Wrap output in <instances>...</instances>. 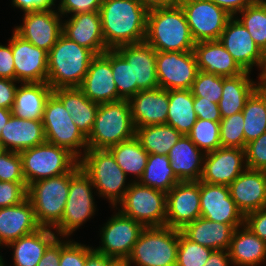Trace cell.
Masks as SVG:
<instances>
[{"label": "cell", "mask_w": 266, "mask_h": 266, "mask_svg": "<svg viewBox=\"0 0 266 266\" xmlns=\"http://www.w3.org/2000/svg\"><path fill=\"white\" fill-rule=\"evenodd\" d=\"M243 113L233 114L220 121V141L222 147L245 149Z\"/></svg>", "instance_id": "cell-45"}, {"label": "cell", "mask_w": 266, "mask_h": 266, "mask_svg": "<svg viewBox=\"0 0 266 266\" xmlns=\"http://www.w3.org/2000/svg\"><path fill=\"white\" fill-rule=\"evenodd\" d=\"M213 251L189 240L180 230L176 266H204Z\"/></svg>", "instance_id": "cell-43"}, {"label": "cell", "mask_w": 266, "mask_h": 266, "mask_svg": "<svg viewBox=\"0 0 266 266\" xmlns=\"http://www.w3.org/2000/svg\"><path fill=\"white\" fill-rule=\"evenodd\" d=\"M70 188V172L42 179L27 186L40 227L54 229L61 221Z\"/></svg>", "instance_id": "cell-7"}, {"label": "cell", "mask_w": 266, "mask_h": 266, "mask_svg": "<svg viewBox=\"0 0 266 266\" xmlns=\"http://www.w3.org/2000/svg\"><path fill=\"white\" fill-rule=\"evenodd\" d=\"M245 157L247 168L266 171V132L247 143Z\"/></svg>", "instance_id": "cell-49"}, {"label": "cell", "mask_w": 266, "mask_h": 266, "mask_svg": "<svg viewBox=\"0 0 266 266\" xmlns=\"http://www.w3.org/2000/svg\"><path fill=\"white\" fill-rule=\"evenodd\" d=\"M147 13L138 0H103L99 14L107 49L145 42Z\"/></svg>", "instance_id": "cell-1"}, {"label": "cell", "mask_w": 266, "mask_h": 266, "mask_svg": "<svg viewBox=\"0 0 266 266\" xmlns=\"http://www.w3.org/2000/svg\"><path fill=\"white\" fill-rule=\"evenodd\" d=\"M192 37L197 42L219 40L232 17L211 0H179Z\"/></svg>", "instance_id": "cell-13"}, {"label": "cell", "mask_w": 266, "mask_h": 266, "mask_svg": "<svg viewBox=\"0 0 266 266\" xmlns=\"http://www.w3.org/2000/svg\"><path fill=\"white\" fill-rule=\"evenodd\" d=\"M145 42L156 51H194L196 43L179 3L148 9Z\"/></svg>", "instance_id": "cell-2"}, {"label": "cell", "mask_w": 266, "mask_h": 266, "mask_svg": "<svg viewBox=\"0 0 266 266\" xmlns=\"http://www.w3.org/2000/svg\"><path fill=\"white\" fill-rule=\"evenodd\" d=\"M90 177L78 164L70 172V188L60 223L53 229L57 236L69 237L87 220L95 215V202Z\"/></svg>", "instance_id": "cell-9"}, {"label": "cell", "mask_w": 266, "mask_h": 266, "mask_svg": "<svg viewBox=\"0 0 266 266\" xmlns=\"http://www.w3.org/2000/svg\"><path fill=\"white\" fill-rule=\"evenodd\" d=\"M14 31L24 40L49 52L62 34V15L55 9L24 13ZM61 18V19H60Z\"/></svg>", "instance_id": "cell-17"}, {"label": "cell", "mask_w": 266, "mask_h": 266, "mask_svg": "<svg viewBox=\"0 0 266 266\" xmlns=\"http://www.w3.org/2000/svg\"><path fill=\"white\" fill-rule=\"evenodd\" d=\"M147 9L177 4L179 0H138Z\"/></svg>", "instance_id": "cell-61"}, {"label": "cell", "mask_w": 266, "mask_h": 266, "mask_svg": "<svg viewBox=\"0 0 266 266\" xmlns=\"http://www.w3.org/2000/svg\"><path fill=\"white\" fill-rule=\"evenodd\" d=\"M0 266H6L1 254H0Z\"/></svg>", "instance_id": "cell-65"}, {"label": "cell", "mask_w": 266, "mask_h": 266, "mask_svg": "<svg viewBox=\"0 0 266 266\" xmlns=\"http://www.w3.org/2000/svg\"><path fill=\"white\" fill-rule=\"evenodd\" d=\"M79 164L100 197L107 198L114 208L118 206L130 183L125 184L127 175L117 164L112 152L109 149H87L79 159Z\"/></svg>", "instance_id": "cell-4"}, {"label": "cell", "mask_w": 266, "mask_h": 266, "mask_svg": "<svg viewBox=\"0 0 266 266\" xmlns=\"http://www.w3.org/2000/svg\"><path fill=\"white\" fill-rule=\"evenodd\" d=\"M128 101L135 129L150 125L166 124L169 90L156 88L139 91Z\"/></svg>", "instance_id": "cell-25"}, {"label": "cell", "mask_w": 266, "mask_h": 266, "mask_svg": "<svg viewBox=\"0 0 266 266\" xmlns=\"http://www.w3.org/2000/svg\"><path fill=\"white\" fill-rule=\"evenodd\" d=\"M250 35L234 16L227 21L219 41L244 71L251 73L253 66L259 68L261 72L258 78L262 80L263 52Z\"/></svg>", "instance_id": "cell-16"}, {"label": "cell", "mask_w": 266, "mask_h": 266, "mask_svg": "<svg viewBox=\"0 0 266 266\" xmlns=\"http://www.w3.org/2000/svg\"><path fill=\"white\" fill-rule=\"evenodd\" d=\"M27 186L33 182L71 172L79 159L69 150L44 142L19 153Z\"/></svg>", "instance_id": "cell-8"}, {"label": "cell", "mask_w": 266, "mask_h": 266, "mask_svg": "<svg viewBox=\"0 0 266 266\" xmlns=\"http://www.w3.org/2000/svg\"><path fill=\"white\" fill-rule=\"evenodd\" d=\"M187 136L204 154L222 147L220 141V122L197 118Z\"/></svg>", "instance_id": "cell-42"}, {"label": "cell", "mask_w": 266, "mask_h": 266, "mask_svg": "<svg viewBox=\"0 0 266 266\" xmlns=\"http://www.w3.org/2000/svg\"><path fill=\"white\" fill-rule=\"evenodd\" d=\"M235 228L199 217L186 224L181 232L191 241L213 250H228Z\"/></svg>", "instance_id": "cell-30"}, {"label": "cell", "mask_w": 266, "mask_h": 266, "mask_svg": "<svg viewBox=\"0 0 266 266\" xmlns=\"http://www.w3.org/2000/svg\"><path fill=\"white\" fill-rule=\"evenodd\" d=\"M116 50L131 64L132 97L139 91L159 88L155 49L141 42L119 46Z\"/></svg>", "instance_id": "cell-21"}, {"label": "cell", "mask_w": 266, "mask_h": 266, "mask_svg": "<svg viewBox=\"0 0 266 266\" xmlns=\"http://www.w3.org/2000/svg\"><path fill=\"white\" fill-rule=\"evenodd\" d=\"M199 217L200 180L180 181L167 193L165 226L181 230Z\"/></svg>", "instance_id": "cell-15"}, {"label": "cell", "mask_w": 266, "mask_h": 266, "mask_svg": "<svg viewBox=\"0 0 266 266\" xmlns=\"http://www.w3.org/2000/svg\"><path fill=\"white\" fill-rule=\"evenodd\" d=\"M95 56L91 50L61 34L48 52L47 83L53 90L80 87Z\"/></svg>", "instance_id": "cell-3"}, {"label": "cell", "mask_w": 266, "mask_h": 266, "mask_svg": "<svg viewBox=\"0 0 266 266\" xmlns=\"http://www.w3.org/2000/svg\"><path fill=\"white\" fill-rule=\"evenodd\" d=\"M11 47L16 81L47 82L48 52L24 40L14 30L11 36Z\"/></svg>", "instance_id": "cell-20"}, {"label": "cell", "mask_w": 266, "mask_h": 266, "mask_svg": "<svg viewBox=\"0 0 266 266\" xmlns=\"http://www.w3.org/2000/svg\"><path fill=\"white\" fill-rule=\"evenodd\" d=\"M79 88L92 102L102 104L118 101V91L111 66V49L92 59Z\"/></svg>", "instance_id": "cell-22"}, {"label": "cell", "mask_w": 266, "mask_h": 266, "mask_svg": "<svg viewBox=\"0 0 266 266\" xmlns=\"http://www.w3.org/2000/svg\"><path fill=\"white\" fill-rule=\"evenodd\" d=\"M194 53L198 70L207 74L234 77L245 72L219 40L197 42Z\"/></svg>", "instance_id": "cell-28"}, {"label": "cell", "mask_w": 266, "mask_h": 266, "mask_svg": "<svg viewBox=\"0 0 266 266\" xmlns=\"http://www.w3.org/2000/svg\"><path fill=\"white\" fill-rule=\"evenodd\" d=\"M193 109L199 119L220 122L222 117L218 103L202 100V97H194Z\"/></svg>", "instance_id": "cell-52"}, {"label": "cell", "mask_w": 266, "mask_h": 266, "mask_svg": "<svg viewBox=\"0 0 266 266\" xmlns=\"http://www.w3.org/2000/svg\"><path fill=\"white\" fill-rule=\"evenodd\" d=\"M62 34L95 55L108 50L102 34L99 11L71 15L69 19L62 21Z\"/></svg>", "instance_id": "cell-24"}, {"label": "cell", "mask_w": 266, "mask_h": 266, "mask_svg": "<svg viewBox=\"0 0 266 266\" xmlns=\"http://www.w3.org/2000/svg\"><path fill=\"white\" fill-rule=\"evenodd\" d=\"M217 6L224 9L232 17L237 16L240 11L252 5L257 0H211Z\"/></svg>", "instance_id": "cell-58"}, {"label": "cell", "mask_w": 266, "mask_h": 266, "mask_svg": "<svg viewBox=\"0 0 266 266\" xmlns=\"http://www.w3.org/2000/svg\"><path fill=\"white\" fill-rule=\"evenodd\" d=\"M180 230L167 226L145 227L126 260L131 266H176Z\"/></svg>", "instance_id": "cell-6"}, {"label": "cell", "mask_w": 266, "mask_h": 266, "mask_svg": "<svg viewBox=\"0 0 266 266\" xmlns=\"http://www.w3.org/2000/svg\"><path fill=\"white\" fill-rule=\"evenodd\" d=\"M0 181L26 182L19 153L0 149Z\"/></svg>", "instance_id": "cell-47"}, {"label": "cell", "mask_w": 266, "mask_h": 266, "mask_svg": "<svg viewBox=\"0 0 266 266\" xmlns=\"http://www.w3.org/2000/svg\"><path fill=\"white\" fill-rule=\"evenodd\" d=\"M111 66L113 79L118 91V101L131 99V64H129L127 60L116 49H111Z\"/></svg>", "instance_id": "cell-44"}, {"label": "cell", "mask_w": 266, "mask_h": 266, "mask_svg": "<svg viewBox=\"0 0 266 266\" xmlns=\"http://www.w3.org/2000/svg\"><path fill=\"white\" fill-rule=\"evenodd\" d=\"M62 241L59 266H85L87 246L67 239Z\"/></svg>", "instance_id": "cell-48"}, {"label": "cell", "mask_w": 266, "mask_h": 266, "mask_svg": "<svg viewBox=\"0 0 266 266\" xmlns=\"http://www.w3.org/2000/svg\"><path fill=\"white\" fill-rule=\"evenodd\" d=\"M266 79V50L263 53L262 80Z\"/></svg>", "instance_id": "cell-63"}, {"label": "cell", "mask_w": 266, "mask_h": 266, "mask_svg": "<svg viewBox=\"0 0 266 266\" xmlns=\"http://www.w3.org/2000/svg\"><path fill=\"white\" fill-rule=\"evenodd\" d=\"M53 89L47 82L21 83L17 87L12 107L15 117L28 120H42L46 102Z\"/></svg>", "instance_id": "cell-32"}, {"label": "cell", "mask_w": 266, "mask_h": 266, "mask_svg": "<svg viewBox=\"0 0 266 266\" xmlns=\"http://www.w3.org/2000/svg\"><path fill=\"white\" fill-rule=\"evenodd\" d=\"M9 44H0V78L15 80L14 58L11 47V38Z\"/></svg>", "instance_id": "cell-54"}, {"label": "cell", "mask_w": 266, "mask_h": 266, "mask_svg": "<svg viewBox=\"0 0 266 266\" xmlns=\"http://www.w3.org/2000/svg\"><path fill=\"white\" fill-rule=\"evenodd\" d=\"M233 265L228 250H214L204 266H230Z\"/></svg>", "instance_id": "cell-60"}, {"label": "cell", "mask_w": 266, "mask_h": 266, "mask_svg": "<svg viewBox=\"0 0 266 266\" xmlns=\"http://www.w3.org/2000/svg\"><path fill=\"white\" fill-rule=\"evenodd\" d=\"M114 155L117 164L126 175L133 174L139 181L145 170L148 153L143 149L138 139L133 138L122 141L109 148Z\"/></svg>", "instance_id": "cell-40"}, {"label": "cell", "mask_w": 266, "mask_h": 266, "mask_svg": "<svg viewBox=\"0 0 266 266\" xmlns=\"http://www.w3.org/2000/svg\"><path fill=\"white\" fill-rule=\"evenodd\" d=\"M229 189L231 198L244 216L266 207V171L246 168Z\"/></svg>", "instance_id": "cell-23"}, {"label": "cell", "mask_w": 266, "mask_h": 266, "mask_svg": "<svg viewBox=\"0 0 266 266\" xmlns=\"http://www.w3.org/2000/svg\"><path fill=\"white\" fill-rule=\"evenodd\" d=\"M114 262V259L95 251L94 248L90 246H87L85 266H111Z\"/></svg>", "instance_id": "cell-59"}, {"label": "cell", "mask_w": 266, "mask_h": 266, "mask_svg": "<svg viewBox=\"0 0 266 266\" xmlns=\"http://www.w3.org/2000/svg\"><path fill=\"white\" fill-rule=\"evenodd\" d=\"M138 182L167 194L180 180L170 166L168 155L149 154Z\"/></svg>", "instance_id": "cell-39"}, {"label": "cell", "mask_w": 266, "mask_h": 266, "mask_svg": "<svg viewBox=\"0 0 266 266\" xmlns=\"http://www.w3.org/2000/svg\"><path fill=\"white\" fill-rule=\"evenodd\" d=\"M42 124L46 142L69 150L78 159L88 149L87 138L81 133L62 102L53 93L46 102Z\"/></svg>", "instance_id": "cell-10"}, {"label": "cell", "mask_w": 266, "mask_h": 266, "mask_svg": "<svg viewBox=\"0 0 266 266\" xmlns=\"http://www.w3.org/2000/svg\"><path fill=\"white\" fill-rule=\"evenodd\" d=\"M261 85L266 89V79L261 80Z\"/></svg>", "instance_id": "cell-66"}, {"label": "cell", "mask_w": 266, "mask_h": 266, "mask_svg": "<svg viewBox=\"0 0 266 266\" xmlns=\"http://www.w3.org/2000/svg\"><path fill=\"white\" fill-rule=\"evenodd\" d=\"M12 115V110L0 108V133Z\"/></svg>", "instance_id": "cell-62"}, {"label": "cell", "mask_w": 266, "mask_h": 266, "mask_svg": "<svg viewBox=\"0 0 266 266\" xmlns=\"http://www.w3.org/2000/svg\"><path fill=\"white\" fill-rule=\"evenodd\" d=\"M244 225L261 240L266 241V207L246 214Z\"/></svg>", "instance_id": "cell-53"}, {"label": "cell", "mask_w": 266, "mask_h": 266, "mask_svg": "<svg viewBox=\"0 0 266 266\" xmlns=\"http://www.w3.org/2000/svg\"><path fill=\"white\" fill-rule=\"evenodd\" d=\"M59 238L57 237L48 246L37 266H59L61 255V237L59 236Z\"/></svg>", "instance_id": "cell-57"}, {"label": "cell", "mask_w": 266, "mask_h": 266, "mask_svg": "<svg viewBox=\"0 0 266 266\" xmlns=\"http://www.w3.org/2000/svg\"><path fill=\"white\" fill-rule=\"evenodd\" d=\"M56 0H12L16 8H20L24 13L54 9Z\"/></svg>", "instance_id": "cell-56"}, {"label": "cell", "mask_w": 266, "mask_h": 266, "mask_svg": "<svg viewBox=\"0 0 266 266\" xmlns=\"http://www.w3.org/2000/svg\"><path fill=\"white\" fill-rule=\"evenodd\" d=\"M261 85L250 79V72L245 71L234 77L223 76L222 96L218 103L222 118L242 112L247 99Z\"/></svg>", "instance_id": "cell-34"}, {"label": "cell", "mask_w": 266, "mask_h": 266, "mask_svg": "<svg viewBox=\"0 0 266 266\" xmlns=\"http://www.w3.org/2000/svg\"><path fill=\"white\" fill-rule=\"evenodd\" d=\"M198 71L194 51H156V74L159 88L191 89Z\"/></svg>", "instance_id": "cell-14"}, {"label": "cell", "mask_w": 266, "mask_h": 266, "mask_svg": "<svg viewBox=\"0 0 266 266\" xmlns=\"http://www.w3.org/2000/svg\"><path fill=\"white\" fill-rule=\"evenodd\" d=\"M166 199L165 192L132 181L118 203L121 207L118 210L144 227H163L166 221Z\"/></svg>", "instance_id": "cell-11"}, {"label": "cell", "mask_w": 266, "mask_h": 266, "mask_svg": "<svg viewBox=\"0 0 266 266\" xmlns=\"http://www.w3.org/2000/svg\"><path fill=\"white\" fill-rule=\"evenodd\" d=\"M182 134L168 124L150 125L135 129V137L148 154L168 155Z\"/></svg>", "instance_id": "cell-37"}, {"label": "cell", "mask_w": 266, "mask_h": 266, "mask_svg": "<svg viewBox=\"0 0 266 266\" xmlns=\"http://www.w3.org/2000/svg\"><path fill=\"white\" fill-rule=\"evenodd\" d=\"M111 266H129L126 261H115Z\"/></svg>", "instance_id": "cell-64"}, {"label": "cell", "mask_w": 266, "mask_h": 266, "mask_svg": "<svg viewBox=\"0 0 266 266\" xmlns=\"http://www.w3.org/2000/svg\"><path fill=\"white\" fill-rule=\"evenodd\" d=\"M60 1L61 2H59L57 10L62 16L65 15L68 16V14L75 15L78 13L99 11L103 2V0H60Z\"/></svg>", "instance_id": "cell-51"}, {"label": "cell", "mask_w": 266, "mask_h": 266, "mask_svg": "<svg viewBox=\"0 0 266 266\" xmlns=\"http://www.w3.org/2000/svg\"><path fill=\"white\" fill-rule=\"evenodd\" d=\"M53 94L62 102L81 133L90 135L99 104L89 100L79 87L57 88Z\"/></svg>", "instance_id": "cell-33"}, {"label": "cell", "mask_w": 266, "mask_h": 266, "mask_svg": "<svg viewBox=\"0 0 266 266\" xmlns=\"http://www.w3.org/2000/svg\"><path fill=\"white\" fill-rule=\"evenodd\" d=\"M204 153L187 135H182L170 149V166L180 181H199L203 172Z\"/></svg>", "instance_id": "cell-29"}, {"label": "cell", "mask_w": 266, "mask_h": 266, "mask_svg": "<svg viewBox=\"0 0 266 266\" xmlns=\"http://www.w3.org/2000/svg\"><path fill=\"white\" fill-rule=\"evenodd\" d=\"M242 113L246 148L247 143L266 132V89L262 85L247 99Z\"/></svg>", "instance_id": "cell-38"}, {"label": "cell", "mask_w": 266, "mask_h": 266, "mask_svg": "<svg viewBox=\"0 0 266 266\" xmlns=\"http://www.w3.org/2000/svg\"><path fill=\"white\" fill-rule=\"evenodd\" d=\"M190 89L169 90L167 122L182 135H187L197 120Z\"/></svg>", "instance_id": "cell-36"}, {"label": "cell", "mask_w": 266, "mask_h": 266, "mask_svg": "<svg viewBox=\"0 0 266 266\" xmlns=\"http://www.w3.org/2000/svg\"><path fill=\"white\" fill-rule=\"evenodd\" d=\"M246 168L245 149L220 147L204 155L200 181L229 186Z\"/></svg>", "instance_id": "cell-18"}, {"label": "cell", "mask_w": 266, "mask_h": 266, "mask_svg": "<svg viewBox=\"0 0 266 266\" xmlns=\"http://www.w3.org/2000/svg\"><path fill=\"white\" fill-rule=\"evenodd\" d=\"M39 226L28 198L20 204L0 208V244L7 246L20 237L31 234Z\"/></svg>", "instance_id": "cell-27"}, {"label": "cell", "mask_w": 266, "mask_h": 266, "mask_svg": "<svg viewBox=\"0 0 266 266\" xmlns=\"http://www.w3.org/2000/svg\"><path fill=\"white\" fill-rule=\"evenodd\" d=\"M53 229L40 228L7 245L13 249L14 266H37L48 246L58 237Z\"/></svg>", "instance_id": "cell-35"}, {"label": "cell", "mask_w": 266, "mask_h": 266, "mask_svg": "<svg viewBox=\"0 0 266 266\" xmlns=\"http://www.w3.org/2000/svg\"><path fill=\"white\" fill-rule=\"evenodd\" d=\"M228 253L234 266H257L266 263V241L243 224L235 229Z\"/></svg>", "instance_id": "cell-31"}, {"label": "cell", "mask_w": 266, "mask_h": 266, "mask_svg": "<svg viewBox=\"0 0 266 266\" xmlns=\"http://www.w3.org/2000/svg\"><path fill=\"white\" fill-rule=\"evenodd\" d=\"M16 80L0 78V108L10 109L14 105L15 93L17 90Z\"/></svg>", "instance_id": "cell-55"}, {"label": "cell", "mask_w": 266, "mask_h": 266, "mask_svg": "<svg viewBox=\"0 0 266 266\" xmlns=\"http://www.w3.org/2000/svg\"><path fill=\"white\" fill-rule=\"evenodd\" d=\"M145 227L118 211L100 230L101 246L94 250L115 261H126Z\"/></svg>", "instance_id": "cell-12"}, {"label": "cell", "mask_w": 266, "mask_h": 266, "mask_svg": "<svg viewBox=\"0 0 266 266\" xmlns=\"http://www.w3.org/2000/svg\"><path fill=\"white\" fill-rule=\"evenodd\" d=\"M235 16L251 34L255 44L264 53L266 50V5L257 0Z\"/></svg>", "instance_id": "cell-41"}, {"label": "cell", "mask_w": 266, "mask_h": 266, "mask_svg": "<svg viewBox=\"0 0 266 266\" xmlns=\"http://www.w3.org/2000/svg\"><path fill=\"white\" fill-rule=\"evenodd\" d=\"M222 89L223 76L198 71L190 90L194 97H202V100L219 103Z\"/></svg>", "instance_id": "cell-46"}, {"label": "cell", "mask_w": 266, "mask_h": 266, "mask_svg": "<svg viewBox=\"0 0 266 266\" xmlns=\"http://www.w3.org/2000/svg\"><path fill=\"white\" fill-rule=\"evenodd\" d=\"M46 142L42 120H28L11 115L0 133V149L20 153Z\"/></svg>", "instance_id": "cell-26"}, {"label": "cell", "mask_w": 266, "mask_h": 266, "mask_svg": "<svg viewBox=\"0 0 266 266\" xmlns=\"http://www.w3.org/2000/svg\"><path fill=\"white\" fill-rule=\"evenodd\" d=\"M200 210L202 218L230 224L235 229L244 224L245 216L231 198L229 186L200 181Z\"/></svg>", "instance_id": "cell-19"}, {"label": "cell", "mask_w": 266, "mask_h": 266, "mask_svg": "<svg viewBox=\"0 0 266 266\" xmlns=\"http://www.w3.org/2000/svg\"><path fill=\"white\" fill-rule=\"evenodd\" d=\"M263 4L266 5V0H260Z\"/></svg>", "instance_id": "cell-67"}, {"label": "cell", "mask_w": 266, "mask_h": 266, "mask_svg": "<svg viewBox=\"0 0 266 266\" xmlns=\"http://www.w3.org/2000/svg\"><path fill=\"white\" fill-rule=\"evenodd\" d=\"M26 198V182L0 181V208L20 204Z\"/></svg>", "instance_id": "cell-50"}, {"label": "cell", "mask_w": 266, "mask_h": 266, "mask_svg": "<svg viewBox=\"0 0 266 266\" xmlns=\"http://www.w3.org/2000/svg\"><path fill=\"white\" fill-rule=\"evenodd\" d=\"M135 136L128 100L99 104L95 122L87 137L88 149H109Z\"/></svg>", "instance_id": "cell-5"}]
</instances>
